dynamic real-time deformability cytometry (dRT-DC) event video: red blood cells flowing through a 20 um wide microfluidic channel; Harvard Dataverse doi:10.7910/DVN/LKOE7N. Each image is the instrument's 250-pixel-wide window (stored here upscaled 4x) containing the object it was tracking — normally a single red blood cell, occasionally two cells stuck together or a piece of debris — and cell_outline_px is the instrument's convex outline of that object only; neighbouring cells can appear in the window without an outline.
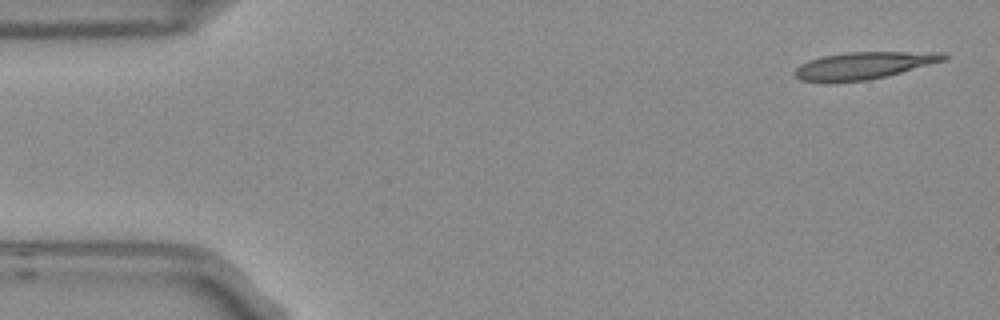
{"species": "Egyptian fruit bat (a non-hibernating species)", "species_latin": "Rousettus aegyptiacus", "temperature_condition": "room temperature", "stored_images_in_passage": 4, "camera_frame_rate_fps": 3000, "um_per_image_px": 0.085, "frame": {"image": 1, "passage_image": 1, "time_ms": 0.0, "image_size_px": [1000, 320], "cell_outline_px": [[948, 56], [944, 60], [888, 76], [868, 80], [828, 84], [800, 80], [792, 72], [800, 64], [808, 60], [824, 56], [848, 52], [940, 52]], "centroid_in_image_um": [73.33, 5.6], "position_along_channel_um": 11.7, "area_um2": 23.87}}